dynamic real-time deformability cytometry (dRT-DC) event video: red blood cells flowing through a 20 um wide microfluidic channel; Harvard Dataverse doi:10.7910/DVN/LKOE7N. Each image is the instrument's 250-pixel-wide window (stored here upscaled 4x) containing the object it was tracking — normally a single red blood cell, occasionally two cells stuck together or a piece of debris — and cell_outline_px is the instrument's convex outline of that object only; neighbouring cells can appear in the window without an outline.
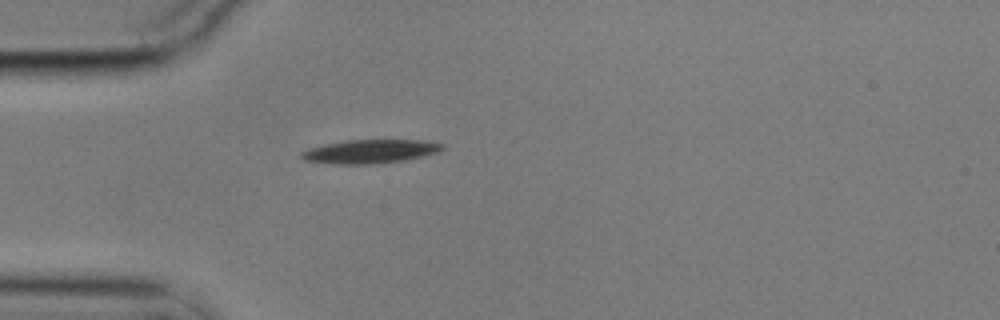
{"species": "common noctule bat (a hibernating species)", "species_latin": "Nyctalus noctula", "temperature_condition": "cold", "stored_images_in_passage": 1, "camera_frame_rate_fps": 3000, "um_per_image_px": 0.085, "animal": {"sex": "male", "body_mass_g": 17.9}, "frame": {"image": 1, "passage_image": 1, "time_ms": 0.0, "image_size_px": [1000, 320], "cell_outline_px": [[444, 148], [440, 152], [424, 156], [404, 160], [372, 164], [332, 164], [304, 160], [300, 156], [300, 152], [324, 144], [348, 140], [428, 140], [444, 144]], "centroid_in_image_um": [31.51, 12.87], "position_along_channel_um": 53.5, "area_um2": 19.54}}